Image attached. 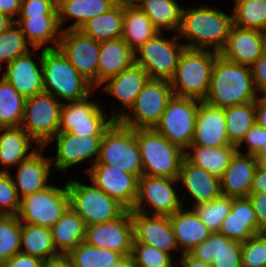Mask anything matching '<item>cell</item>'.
Masks as SVG:
<instances>
[{
    "label": "cell",
    "instance_id": "36",
    "mask_svg": "<svg viewBox=\"0 0 266 267\" xmlns=\"http://www.w3.org/2000/svg\"><path fill=\"white\" fill-rule=\"evenodd\" d=\"M188 149H190L192 153L189 152ZM236 151L237 148L234 145L220 147L190 145L185 151V158L190 163L201 167L220 179L224 175Z\"/></svg>",
    "mask_w": 266,
    "mask_h": 267
},
{
    "label": "cell",
    "instance_id": "8",
    "mask_svg": "<svg viewBox=\"0 0 266 267\" xmlns=\"http://www.w3.org/2000/svg\"><path fill=\"white\" fill-rule=\"evenodd\" d=\"M63 103L53 95L42 92L26 98L21 127L39 147H47L59 132Z\"/></svg>",
    "mask_w": 266,
    "mask_h": 267
},
{
    "label": "cell",
    "instance_id": "51",
    "mask_svg": "<svg viewBox=\"0 0 266 267\" xmlns=\"http://www.w3.org/2000/svg\"><path fill=\"white\" fill-rule=\"evenodd\" d=\"M243 143L248 148L246 154L255 156L262 146L266 144V129L255 123L247 131L241 143L236 147L238 152H240V147Z\"/></svg>",
    "mask_w": 266,
    "mask_h": 267
},
{
    "label": "cell",
    "instance_id": "62",
    "mask_svg": "<svg viewBox=\"0 0 266 267\" xmlns=\"http://www.w3.org/2000/svg\"><path fill=\"white\" fill-rule=\"evenodd\" d=\"M122 4L128 7H139L142 3H144L147 0H118Z\"/></svg>",
    "mask_w": 266,
    "mask_h": 267
},
{
    "label": "cell",
    "instance_id": "56",
    "mask_svg": "<svg viewBox=\"0 0 266 267\" xmlns=\"http://www.w3.org/2000/svg\"><path fill=\"white\" fill-rule=\"evenodd\" d=\"M250 193H266V171L257 166Z\"/></svg>",
    "mask_w": 266,
    "mask_h": 267
},
{
    "label": "cell",
    "instance_id": "23",
    "mask_svg": "<svg viewBox=\"0 0 266 267\" xmlns=\"http://www.w3.org/2000/svg\"><path fill=\"white\" fill-rule=\"evenodd\" d=\"M241 250L242 242L215 232L189 254L212 267H242Z\"/></svg>",
    "mask_w": 266,
    "mask_h": 267
},
{
    "label": "cell",
    "instance_id": "1",
    "mask_svg": "<svg viewBox=\"0 0 266 267\" xmlns=\"http://www.w3.org/2000/svg\"><path fill=\"white\" fill-rule=\"evenodd\" d=\"M206 5L196 8H183L179 39L188 40L185 48L208 49L220 52L226 45L229 31L233 25L231 15Z\"/></svg>",
    "mask_w": 266,
    "mask_h": 267
},
{
    "label": "cell",
    "instance_id": "45",
    "mask_svg": "<svg viewBox=\"0 0 266 267\" xmlns=\"http://www.w3.org/2000/svg\"><path fill=\"white\" fill-rule=\"evenodd\" d=\"M31 45L28 43L20 26L14 21L0 33V71L2 64L7 65L18 56L29 52Z\"/></svg>",
    "mask_w": 266,
    "mask_h": 267
},
{
    "label": "cell",
    "instance_id": "19",
    "mask_svg": "<svg viewBox=\"0 0 266 267\" xmlns=\"http://www.w3.org/2000/svg\"><path fill=\"white\" fill-rule=\"evenodd\" d=\"M131 217L133 220V243L154 246L169 254L173 250H179L169 216L131 211Z\"/></svg>",
    "mask_w": 266,
    "mask_h": 267
},
{
    "label": "cell",
    "instance_id": "18",
    "mask_svg": "<svg viewBox=\"0 0 266 267\" xmlns=\"http://www.w3.org/2000/svg\"><path fill=\"white\" fill-rule=\"evenodd\" d=\"M102 137L103 135L75 136L71 133L58 132L49 142L55 140L57 143L56 158L51 157L53 167L67 173L69 167L92 157L90 162L94 164L99 157ZM53 161H55L54 164Z\"/></svg>",
    "mask_w": 266,
    "mask_h": 267
},
{
    "label": "cell",
    "instance_id": "63",
    "mask_svg": "<svg viewBox=\"0 0 266 267\" xmlns=\"http://www.w3.org/2000/svg\"><path fill=\"white\" fill-rule=\"evenodd\" d=\"M258 161V166L266 171V157H255Z\"/></svg>",
    "mask_w": 266,
    "mask_h": 267
},
{
    "label": "cell",
    "instance_id": "2",
    "mask_svg": "<svg viewBox=\"0 0 266 267\" xmlns=\"http://www.w3.org/2000/svg\"><path fill=\"white\" fill-rule=\"evenodd\" d=\"M256 92L251 67L216 57L210 86L205 102L215 107L226 108L255 102Z\"/></svg>",
    "mask_w": 266,
    "mask_h": 267
},
{
    "label": "cell",
    "instance_id": "40",
    "mask_svg": "<svg viewBox=\"0 0 266 267\" xmlns=\"http://www.w3.org/2000/svg\"><path fill=\"white\" fill-rule=\"evenodd\" d=\"M224 109L229 142L237 147L247 131L256 123L255 102L229 106Z\"/></svg>",
    "mask_w": 266,
    "mask_h": 267
},
{
    "label": "cell",
    "instance_id": "59",
    "mask_svg": "<svg viewBox=\"0 0 266 267\" xmlns=\"http://www.w3.org/2000/svg\"><path fill=\"white\" fill-rule=\"evenodd\" d=\"M110 267H135V266L132 256L126 255L123 256L121 259H119L116 263H114Z\"/></svg>",
    "mask_w": 266,
    "mask_h": 267
},
{
    "label": "cell",
    "instance_id": "28",
    "mask_svg": "<svg viewBox=\"0 0 266 267\" xmlns=\"http://www.w3.org/2000/svg\"><path fill=\"white\" fill-rule=\"evenodd\" d=\"M178 181L195 201L192 206L209 202L222 194L220 179L184 158Z\"/></svg>",
    "mask_w": 266,
    "mask_h": 267
},
{
    "label": "cell",
    "instance_id": "66",
    "mask_svg": "<svg viewBox=\"0 0 266 267\" xmlns=\"http://www.w3.org/2000/svg\"><path fill=\"white\" fill-rule=\"evenodd\" d=\"M63 1H68V0H55L56 6L58 7Z\"/></svg>",
    "mask_w": 266,
    "mask_h": 267
},
{
    "label": "cell",
    "instance_id": "35",
    "mask_svg": "<svg viewBox=\"0 0 266 267\" xmlns=\"http://www.w3.org/2000/svg\"><path fill=\"white\" fill-rule=\"evenodd\" d=\"M20 246L21 253L46 263L62 258L54 246L50 228L45 226L21 223Z\"/></svg>",
    "mask_w": 266,
    "mask_h": 267
},
{
    "label": "cell",
    "instance_id": "10",
    "mask_svg": "<svg viewBox=\"0 0 266 267\" xmlns=\"http://www.w3.org/2000/svg\"><path fill=\"white\" fill-rule=\"evenodd\" d=\"M162 34L157 33L134 52L135 63L146 71L150 79L170 81L185 45L179 44L178 34L171 40L163 38Z\"/></svg>",
    "mask_w": 266,
    "mask_h": 267
},
{
    "label": "cell",
    "instance_id": "30",
    "mask_svg": "<svg viewBox=\"0 0 266 267\" xmlns=\"http://www.w3.org/2000/svg\"><path fill=\"white\" fill-rule=\"evenodd\" d=\"M135 62L134 51L123 38L100 42L98 58V87L107 79L116 76ZM101 85V86H100Z\"/></svg>",
    "mask_w": 266,
    "mask_h": 267
},
{
    "label": "cell",
    "instance_id": "20",
    "mask_svg": "<svg viewBox=\"0 0 266 267\" xmlns=\"http://www.w3.org/2000/svg\"><path fill=\"white\" fill-rule=\"evenodd\" d=\"M266 32L232 25L226 45L219 52L224 59L251 67L261 56Z\"/></svg>",
    "mask_w": 266,
    "mask_h": 267
},
{
    "label": "cell",
    "instance_id": "54",
    "mask_svg": "<svg viewBox=\"0 0 266 267\" xmlns=\"http://www.w3.org/2000/svg\"><path fill=\"white\" fill-rule=\"evenodd\" d=\"M252 77L255 89L266 96V56H261L252 66Z\"/></svg>",
    "mask_w": 266,
    "mask_h": 267
},
{
    "label": "cell",
    "instance_id": "39",
    "mask_svg": "<svg viewBox=\"0 0 266 267\" xmlns=\"http://www.w3.org/2000/svg\"><path fill=\"white\" fill-rule=\"evenodd\" d=\"M139 8L150 18L159 32L171 30L178 33L183 7L181 8L176 0H147Z\"/></svg>",
    "mask_w": 266,
    "mask_h": 267
},
{
    "label": "cell",
    "instance_id": "47",
    "mask_svg": "<svg viewBox=\"0 0 266 267\" xmlns=\"http://www.w3.org/2000/svg\"><path fill=\"white\" fill-rule=\"evenodd\" d=\"M131 256L135 267H174L177 261L171 254L142 243H132Z\"/></svg>",
    "mask_w": 266,
    "mask_h": 267
},
{
    "label": "cell",
    "instance_id": "17",
    "mask_svg": "<svg viewBox=\"0 0 266 267\" xmlns=\"http://www.w3.org/2000/svg\"><path fill=\"white\" fill-rule=\"evenodd\" d=\"M85 171L95 187L116 199L127 210H132L138 193L139 178L136 175L108 164H92Z\"/></svg>",
    "mask_w": 266,
    "mask_h": 267
},
{
    "label": "cell",
    "instance_id": "58",
    "mask_svg": "<svg viewBox=\"0 0 266 267\" xmlns=\"http://www.w3.org/2000/svg\"><path fill=\"white\" fill-rule=\"evenodd\" d=\"M179 260L180 267H212L211 264L195 259L189 253L182 254Z\"/></svg>",
    "mask_w": 266,
    "mask_h": 267
},
{
    "label": "cell",
    "instance_id": "49",
    "mask_svg": "<svg viewBox=\"0 0 266 267\" xmlns=\"http://www.w3.org/2000/svg\"><path fill=\"white\" fill-rule=\"evenodd\" d=\"M20 200L8 169L0 170V210L6 215H17Z\"/></svg>",
    "mask_w": 266,
    "mask_h": 267
},
{
    "label": "cell",
    "instance_id": "6",
    "mask_svg": "<svg viewBox=\"0 0 266 267\" xmlns=\"http://www.w3.org/2000/svg\"><path fill=\"white\" fill-rule=\"evenodd\" d=\"M94 164H108L140 178L143 165L135 129L113 121L104 131L99 157Z\"/></svg>",
    "mask_w": 266,
    "mask_h": 267
},
{
    "label": "cell",
    "instance_id": "34",
    "mask_svg": "<svg viewBox=\"0 0 266 267\" xmlns=\"http://www.w3.org/2000/svg\"><path fill=\"white\" fill-rule=\"evenodd\" d=\"M118 0H68L58 7V21L61 30H79L83 24L101 13L111 9ZM75 18V22L62 29L65 21Z\"/></svg>",
    "mask_w": 266,
    "mask_h": 267
},
{
    "label": "cell",
    "instance_id": "50",
    "mask_svg": "<svg viewBox=\"0 0 266 267\" xmlns=\"http://www.w3.org/2000/svg\"><path fill=\"white\" fill-rule=\"evenodd\" d=\"M58 15L55 0H22L19 16Z\"/></svg>",
    "mask_w": 266,
    "mask_h": 267
},
{
    "label": "cell",
    "instance_id": "60",
    "mask_svg": "<svg viewBox=\"0 0 266 267\" xmlns=\"http://www.w3.org/2000/svg\"><path fill=\"white\" fill-rule=\"evenodd\" d=\"M45 267H73V266L65 257H62L60 259L46 263Z\"/></svg>",
    "mask_w": 266,
    "mask_h": 267
},
{
    "label": "cell",
    "instance_id": "3",
    "mask_svg": "<svg viewBox=\"0 0 266 267\" xmlns=\"http://www.w3.org/2000/svg\"><path fill=\"white\" fill-rule=\"evenodd\" d=\"M41 63L44 92L61 103L80 100L94 93L92 84L78 73L59 48L42 49Z\"/></svg>",
    "mask_w": 266,
    "mask_h": 267
},
{
    "label": "cell",
    "instance_id": "37",
    "mask_svg": "<svg viewBox=\"0 0 266 267\" xmlns=\"http://www.w3.org/2000/svg\"><path fill=\"white\" fill-rule=\"evenodd\" d=\"M157 33L159 31L139 7L123 4L122 38L134 52Z\"/></svg>",
    "mask_w": 266,
    "mask_h": 267
},
{
    "label": "cell",
    "instance_id": "11",
    "mask_svg": "<svg viewBox=\"0 0 266 267\" xmlns=\"http://www.w3.org/2000/svg\"><path fill=\"white\" fill-rule=\"evenodd\" d=\"M69 206L66 184L63 188L51 184L41 191L21 198L17 217L21 223L51 228Z\"/></svg>",
    "mask_w": 266,
    "mask_h": 267
},
{
    "label": "cell",
    "instance_id": "13",
    "mask_svg": "<svg viewBox=\"0 0 266 267\" xmlns=\"http://www.w3.org/2000/svg\"><path fill=\"white\" fill-rule=\"evenodd\" d=\"M91 94L83 99L63 103L59 132L75 136L103 135L114 121L107 120L105 112L97 102L90 101Z\"/></svg>",
    "mask_w": 266,
    "mask_h": 267
},
{
    "label": "cell",
    "instance_id": "14",
    "mask_svg": "<svg viewBox=\"0 0 266 267\" xmlns=\"http://www.w3.org/2000/svg\"><path fill=\"white\" fill-rule=\"evenodd\" d=\"M178 179L142 175L138 180V193L131 211L149 214L144 206L154 209L151 215L170 216L182 208V200L174 189Z\"/></svg>",
    "mask_w": 266,
    "mask_h": 267
},
{
    "label": "cell",
    "instance_id": "32",
    "mask_svg": "<svg viewBox=\"0 0 266 267\" xmlns=\"http://www.w3.org/2000/svg\"><path fill=\"white\" fill-rule=\"evenodd\" d=\"M85 228L83 219L70 206L50 228L54 246L62 257L84 242Z\"/></svg>",
    "mask_w": 266,
    "mask_h": 267
},
{
    "label": "cell",
    "instance_id": "22",
    "mask_svg": "<svg viewBox=\"0 0 266 267\" xmlns=\"http://www.w3.org/2000/svg\"><path fill=\"white\" fill-rule=\"evenodd\" d=\"M149 76L146 71L135 62L121 73L107 79L103 84V91L110 93L121 102L119 112L110 116L114 121H119L125 114L124 107L131 109L137 95L141 92Z\"/></svg>",
    "mask_w": 266,
    "mask_h": 267
},
{
    "label": "cell",
    "instance_id": "16",
    "mask_svg": "<svg viewBox=\"0 0 266 267\" xmlns=\"http://www.w3.org/2000/svg\"><path fill=\"white\" fill-rule=\"evenodd\" d=\"M133 240L131 210H126L117 219L85 228L84 242L97 248L110 249L122 256L132 254Z\"/></svg>",
    "mask_w": 266,
    "mask_h": 267
},
{
    "label": "cell",
    "instance_id": "25",
    "mask_svg": "<svg viewBox=\"0 0 266 267\" xmlns=\"http://www.w3.org/2000/svg\"><path fill=\"white\" fill-rule=\"evenodd\" d=\"M30 53L29 51L10 62L2 76L25 98L44 92L42 51L38 60L39 65L33 61Z\"/></svg>",
    "mask_w": 266,
    "mask_h": 267
},
{
    "label": "cell",
    "instance_id": "21",
    "mask_svg": "<svg viewBox=\"0 0 266 267\" xmlns=\"http://www.w3.org/2000/svg\"><path fill=\"white\" fill-rule=\"evenodd\" d=\"M191 145L206 147L231 145L226 131L224 108L199 101L195 133Z\"/></svg>",
    "mask_w": 266,
    "mask_h": 267
},
{
    "label": "cell",
    "instance_id": "61",
    "mask_svg": "<svg viewBox=\"0 0 266 267\" xmlns=\"http://www.w3.org/2000/svg\"><path fill=\"white\" fill-rule=\"evenodd\" d=\"M12 22H14L7 15L0 13V33H2Z\"/></svg>",
    "mask_w": 266,
    "mask_h": 267
},
{
    "label": "cell",
    "instance_id": "29",
    "mask_svg": "<svg viewBox=\"0 0 266 267\" xmlns=\"http://www.w3.org/2000/svg\"><path fill=\"white\" fill-rule=\"evenodd\" d=\"M190 209L187 208L186 211L181 208L169 216L177 247L182 250L180 251L182 254L191 252L213 233L199 219L195 211Z\"/></svg>",
    "mask_w": 266,
    "mask_h": 267
},
{
    "label": "cell",
    "instance_id": "15",
    "mask_svg": "<svg viewBox=\"0 0 266 267\" xmlns=\"http://www.w3.org/2000/svg\"><path fill=\"white\" fill-rule=\"evenodd\" d=\"M58 48L92 86L98 88L100 42L80 30H63Z\"/></svg>",
    "mask_w": 266,
    "mask_h": 267
},
{
    "label": "cell",
    "instance_id": "67",
    "mask_svg": "<svg viewBox=\"0 0 266 267\" xmlns=\"http://www.w3.org/2000/svg\"><path fill=\"white\" fill-rule=\"evenodd\" d=\"M6 214L0 210V219L4 217Z\"/></svg>",
    "mask_w": 266,
    "mask_h": 267
},
{
    "label": "cell",
    "instance_id": "9",
    "mask_svg": "<svg viewBox=\"0 0 266 267\" xmlns=\"http://www.w3.org/2000/svg\"><path fill=\"white\" fill-rule=\"evenodd\" d=\"M173 95L170 81L149 78L130 109L133 115L125 113L119 122L133 129L154 128Z\"/></svg>",
    "mask_w": 266,
    "mask_h": 267
},
{
    "label": "cell",
    "instance_id": "43",
    "mask_svg": "<svg viewBox=\"0 0 266 267\" xmlns=\"http://www.w3.org/2000/svg\"><path fill=\"white\" fill-rule=\"evenodd\" d=\"M233 25L266 32V0H235Z\"/></svg>",
    "mask_w": 266,
    "mask_h": 267
},
{
    "label": "cell",
    "instance_id": "57",
    "mask_svg": "<svg viewBox=\"0 0 266 267\" xmlns=\"http://www.w3.org/2000/svg\"><path fill=\"white\" fill-rule=\"evenodd\" d=\"M256 124L266 129V96H258L255 101Z\"/></svg>",
    "mask_w": 266,
    "mask_h": 267
},
{
    "label": "cell",
    "instance_id": "5",
    "mask_svg": "<svg viewBox=\"0 0 266 267\" xmlns=\"http://www.w3.org/2000/svg\"><path fill=\"white\" fill-rule=\"evenodd\" d=\"M143 175L178 179L185 151L169 142L154 128L135 129Z\"/></svg>",
    "mask_w": 266,
    "mask_h": 267
},
{
    "label": "cell",
    "instance_id": "4",
    "mask_svg": "<svg viewBox=\"0 0 266 267\" xmlns=\"http://www.w3.org/2000/svg\"><path fill=\"white\" fill-rule=\"evenodd\" d=\"M218 55L219 53L214 50L184 48L179 57L176 73L170 80L173 94L204 101Z\"/></svg>",
    "mask_w": 266,
    "mask_h": 267
},
{
    "label": "cell",
    "instance_id": "52",
    "mask_svg": "<svg viewBox=\"0 0 266 267\" xmlns=\"http://www.w3.org/2000/svg\"><path fill=\"white\" fill-rule=\"evenodd\" d=\"M248 198L256 213L258 229L266 233V193H250Z\"/></svg>",
    "mask_w": 266,
    "mask_h": 267
},
{
    "label": "cell",
    "instance_id": "65",
    "mask_svg": "<svg viewBox=\"0 0 266 267\" xmlns=\"http://www.w3.org/2000/svg\"><path fill=\"white\" fill-rule=\"evenodd\" d=\"M262 55L266 56V34H265L264 40H263Z\"/></svg>",
    "mask_w": 266,
    "mask_h": 267
},
{
    "label": "cell",
    "instance_id": "44",
    "mask_svg": "<svg viewBox=\"0 0 266 267\" xmlns=\"http://www.w3.org/2000/svg\"><path fill=\"white\" fill-rule=\"evenodd\" d=\"M232 207V197L221 194L209 202L192 206L199 219L213 233L219 232L222 222L229 215Z\"/></svg>",
    "mask_w": 266,
    "mask_h": 267
},
{
    "label": "cell",
    "instance_id": "64",
    "mask_svg": "<svg viewBox=\"0 0 266 267\" xmlns=\"http://www.w3.org/2000/svg\"><path fill=\"white\" fill-rule=\"evenodd\" d=\"M255 157H266V144L262 146L259 152L255 155Z\"/></svg>",
    "mask_w": 266,
    "mask_h": 267
},
{
    "label": "cell",
    "instance_id": "33",
    "mask_svg": "<svg viewBox=\"0 0 266 267\" xmlns=\"http://www.w3.org/2000/svg\"><path fill=\"white\" fill-rule=\"evenodd\" d=\"M0 165L16 166L28 159L38 148H30L36 143L21 127L0 128ZM28 152V153H27Z\"/></svg>",
    "mask_w": 266,
    "mask_h": 267
},
{
    "label": "cell",
    "instance_id": "55",
    "mask_svg": "<svg viewBox=\"0 0 266 267\" xmlns=\"http://www.w3.org/2000/svg\"><path fill=\"white\" fill-rule=\"evenodd\" d=\"M22 0H0V13L7 15L13 21L20 14Z\"/></svg>",
    "mask_w": 266,
    "mask_h": 267
},
{
    "label": "cell",
    "instance_id": "27",
    "mask_svg": "<svg viewBox=\"0 0 266 267\" xmlns=\"http://www.w3.org/2000/svg\"><path fill=\"white\" fill-rule=\"evenodd\" d=\"M218 233L242 243L253 235L262 233L258 229L256 213L248 197H232L231 211L224 218Z\"/></svg>",
    "mask_w": 266,
    "mask_h": 267
},
{
    "label": "cell",
    "instance_id": "26",
    "mask_svg": "<svg viewBox=\"0 0 266 267\" xmlns=\"http://www.w3.org/2000/svg\"><path fill=\"white\" fill-rule=\"evenodd\" d=\"M257 166L254 155L236 151L220 178L222 194L233 198L248 197Z\"/></svg>",
    "mask_w": 266,
    "mask_h": 267
},
{
    "label": "cell",
    "instance_id": "31",
    "mask_svg": "<svg viewBox=\"0 0 266 267\" xmlns=\"http://www.w3.org/2000/svg\"><path fill=\"white\" fill-rule=\"evenodd\" d=\"M15 22L35 51L51 42L52 46H44L43 49L58 48L62 33L58 15L19 16Z\"/></svg>",
    "mask_w": 266,
    "mask_h": 267
},
{
    "label": "cell",
    "instance_id": "7",
    "mask_svg": "<svg viewBox=\"0 0 266 267\" xmlns=\"http://www.w3.org/2000/svg\"><path fill=\"white\" fill-rule=\"evenodd\" d=\"M70 207L83 219L86 226L119 218L127 209L116 199L92 185L79 181L66 182Z\"/></svg>",
    "mask_w": 266,
    "mask_h": 267
},
{
    "label": "cell",
    "instance_id": "24",
    "mask_svg": "<svg viewBox=\"0 0 266 267\" xmlns=\"http://www.w3.org/2000/svg\"><path fill=\"white\" fill-rule=\"evenodd\" d=\"M44 147H39L28 159L19 163L16 176L12 177L19 198L41 191L48 183L52 169L51 157L43 156Z\"/></svg>",
    "mask_w": 266,
    "mask_h": 267
},
{
    "label": "cell",
    "instance_id": "12",
    "mask_svg": "<svg viewBox=\"0 0 266 267\" xmlns=\"http://www.w3.org/2000/svg\"><path fill=\"white\" fill-rule=\"evenodd\" d=\"M198 109L199 100L173 95L154 129L186 151L194 137Z\"/></svg>",
    "mask_w": 266,
    "mask_h": 267
},
{
    "label": "cell",
    "instance_id": "46",
    "mask_svg": "<svg viewBox=\"0 0 266 267\" xmlns=\"http://www.w3.org/2000/svg\"><path fill=\"white\" fill-rule=\"evenodd\" d=\"M21 221L17 215L0 219V264L20 252Z\"/></svg>",
    "mask_w": 266,
    "mask_h": 267
},
{
    "label": "cell",
    "instance_id": "48",
    "mask_svg": "<svg viewBox=\"0 0 266 267\" xmlns=\"http://www.w3.org/2000/svg\"><path fill=\"white\" fill-rule=\"evenodd\" d=\"M242 267H266V233L253 235L242 243Z\"/></svg>",
    "mask_w": 266,
    "mask_h": 267
},
{
    "label": "cell",
    "instance_id": "41",
    "mask_svg": "<svg viewBox=\"0 0 266 267\" xmlns=\"http://www.w3.org/2000/svg\"><path fill=\"white\" fill-rule=\"evenodd\" d=\"M25 100L26 98L3 77L0 79V128L21 125Z\"/></svg>",
    "mask_w": 266,
    "mask_h": 267
},
{
    "label": "cell",
    "instance_id": "38",
    "mask_svg": "<svg viewBox=\"0 0 266 267\" xmlns=\"http://www.w3.org/2000/svg\"><path fill=\"white\" fill-rule=\"evenodd\" d=\"M79 30L98 42L122 38L123 4L118 1L107 12L87 21Z\"/></svg>",
    "mask_w": 266,
    "mask_h": 267
},
{
    "label": "cell",
    "instance_id": "53",
    "mask_svg": "<svg viewBox=\"0 0 266 267\" xmlns=\"http://www.w3.org/2000/svg\"><path fill=\"white\" fill-rule=\"evenodd\" d=\"M45 265L46 262L43 260L19 252L10 259L2 262L0 267H45Z\"/></svg>",
    "mask_w": 266,
    "mask_h": 267
},
{
    "label": "cell",
    "instance_id": "42",
    "mask_svg": "<svg viewBox=\"0 0 266 267\" xmlns=\"http://www.w3.org/2000/svg\"><path fill=\"white\" fill-rule=\"evenodd\" d=\"M122 257L120 253L110 249L81 242L65 258L73 267H110Z\"/></svg>",
    "mask_w": 266,
    "mask_h": 267
}]
</instances>
